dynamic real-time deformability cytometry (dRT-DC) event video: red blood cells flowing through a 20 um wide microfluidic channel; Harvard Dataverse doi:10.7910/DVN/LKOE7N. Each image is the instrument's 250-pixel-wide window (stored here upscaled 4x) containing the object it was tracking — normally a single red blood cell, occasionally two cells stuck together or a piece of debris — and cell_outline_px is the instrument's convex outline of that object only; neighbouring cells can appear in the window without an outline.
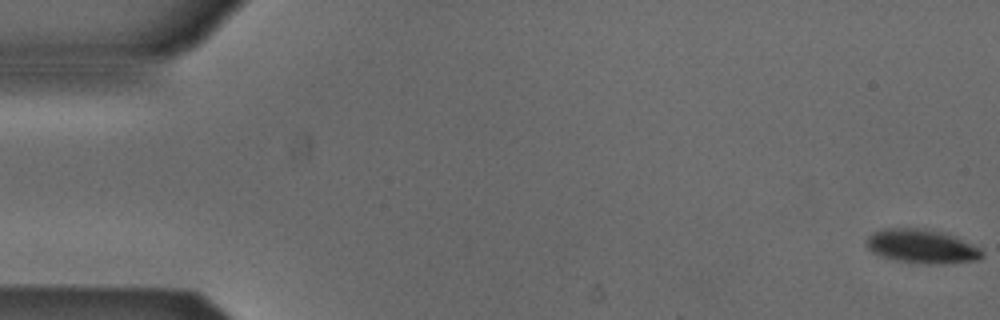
{"species": "Egyptian fruit bat (a non-hibernating species)", "species_latin": "Rousettus aegyptiacus", "temperature_condition": "cold", "stored_images_in_passage": 54, "camera_frame_rate_fps": 3000, "um_per_image_px": 0.085, "animal": {"sex": "male"}, "frame": {"image": 1, "passage_image": 1, "time_ms": 0.0, "image_size_px": [1000, 320], "cell_outline_px": [[984, 256], [980, 260], [944, 264], [928, 264], [896, 260], [880, 256], [872, 252], [864, 244], [864, 240], [872, 232], [884, 228], [924, 228], [952, 236], [972, 244], [980, 248], [984, 252]], "centroid_in_image_um": [78.32, 20.95], "position_along_channel_um": 6.7, "area_um2": 23.0}}
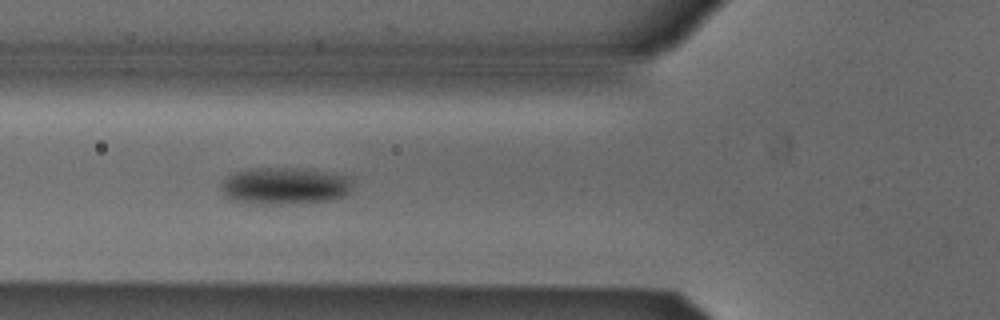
{"frame": {"image": 2, "passage_image": 20, "time_ms": 6.333, "image_size_px": [1000, 320], "cell_outline_px": [[352, 184], [348, 192], [344, 196], [332, 200], [280, 204], [256, 204], [232, 200], [224, 196], [224, 180], [228, 176], [236, 172], [248, 168], [296, 168], [324, 172], [348, 176]], "centroid_in_image_um": [24.2, 15.81], "position_along_channel_um": 101.6, "area_um2": 27.98}}
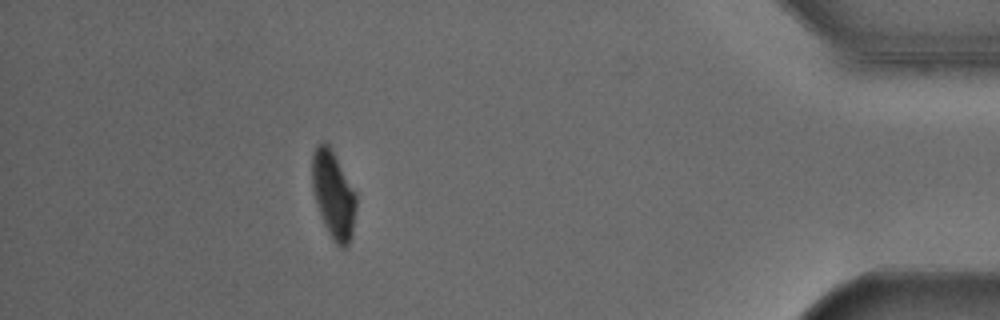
{"frame": {"image": 3, "passage_image": 48, "time_ms": 15.667, "image_size_px": [1000, 320], "cell_outline_px": [[356, 208], [352, 236], [348, 244], [344, 248], [340, 248], [332, 240], [324, 224], [312, 192], [312, 152], [316, 144], [324, 140], [328, 144], [356, 192]], "centroid_in_image_um": [28.33, 16.55], "position_along_channel_um": 406.9, "area_um2": 22.6}, "authors_computed_cell_mechanics": {"area_um2": 24.5939, "velocity_mm_per_s": 3.8591, "shape_relaxation_time_tau1_ms": 3.1809, "shape_relaxation_time_tau2_ms": null, "deformation_change_tau1": 0.0879, "deformation_change_tau2": null}}